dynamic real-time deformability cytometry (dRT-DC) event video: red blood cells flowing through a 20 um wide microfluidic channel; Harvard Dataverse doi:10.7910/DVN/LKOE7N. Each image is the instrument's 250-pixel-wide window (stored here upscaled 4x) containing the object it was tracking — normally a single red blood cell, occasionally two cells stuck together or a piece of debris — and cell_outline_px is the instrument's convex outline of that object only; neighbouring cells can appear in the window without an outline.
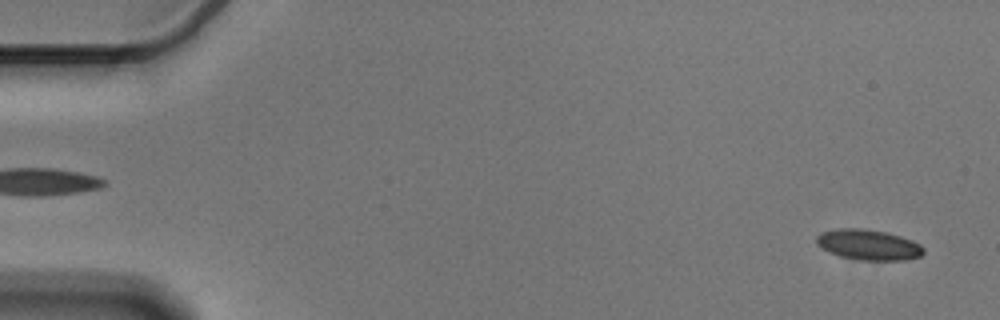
{"species": "Egyptian fruit bat (a non-hibernating species)", "species_latin": "Rousettus aegyptiacus", "temperature_condition": "cold", "stored_images_in_passage": 57, "camera_frame_rate_fps": 3000, "um_per_image_px": 0.085, "animal": {"sex": "male"}, "frame": {"image": 1, "passage_image": 2, "time_ms": 0.333, "image_size_px": [1000, 320], "cell_outline_px": [[924, 252], [920, 256], [904, 260], [860, 260], [840, 256], [828, 252], [820, 248], [816, 244], [816, 236], [820, 232], [836, 228], [864, 228], [888, 232], [912, 240], [920, 244], [924, 248]], "centroid_in_image_um": [73.78, 20.79], "position_along_channel_um": 11.2, "area_um2": 19.31}}
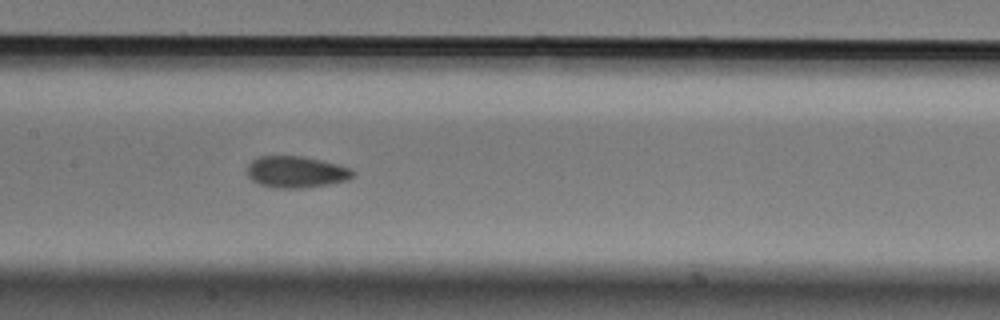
{"frame": {"image": 2, "passage_image": 27, "time_ms": 8.667, "image_size_px": [1000, 320], "cell_outline_px": [[356, 172], [348, 180], [328, 184], [300, 188], [276, 188], [260, 184], [252, 180], [244, 172], [244, 168], [252, 160], [260, 156], [304, 156], [340, 164], [352, 168]], "centroid_in_image_um": [25.16, 14.6], "position_along_channel_um": 182.2, "area_um2": 19.77}}
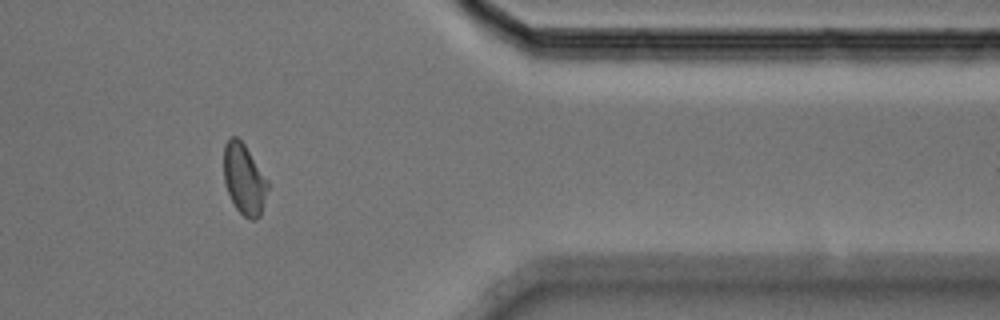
{"frame": {"image": 3, "passage_image": 46, "time_ms": 15.0, "image_size_px": [1000, 320], "cell_outline_px": [[268, 188], [260, 216], [256, 220], [248, 220], [236, 208], [228, 192], [224, 180], [224, 144], [232, 136], [236, 136], [244, 144], [268, 180]], "centroid_in_image_um": [20.75, 15.24], "position_along_channel_um": 390.6, "area_um2": 17.98}, "authors_computed_cell_mechanics": {"area_um2": 18.9006, "velocity_mm_per_s": 3.584, "shape_relaxation_time_tau1_ms": 4.3165, "shape_relaxation_time_tau2_ms": 2.1433, "deformation_change_tau1": 0.0922, "deformation_change_tau2": 0.0721}}